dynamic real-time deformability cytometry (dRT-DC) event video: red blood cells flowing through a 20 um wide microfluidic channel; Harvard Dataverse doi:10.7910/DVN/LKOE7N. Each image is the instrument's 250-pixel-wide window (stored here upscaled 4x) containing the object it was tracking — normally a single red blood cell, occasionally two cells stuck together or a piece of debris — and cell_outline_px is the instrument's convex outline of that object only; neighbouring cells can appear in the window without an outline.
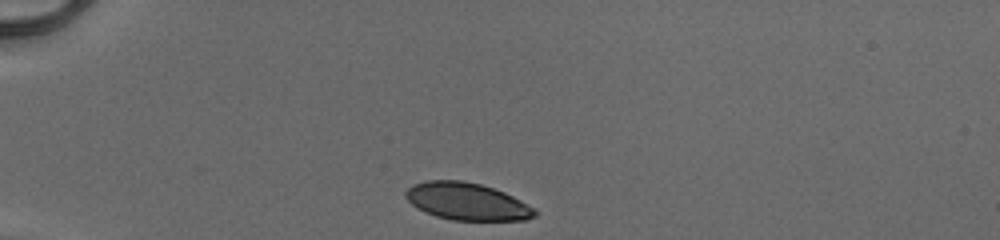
{"species": "human", "species_latin": "Homo sapiens", "temperature_condition": "cold", "stored_images_in_passage": 31, "camera_frame_rate_fps": 3000, "um_per_image_px": 0.085, "donor": {"sex": "male"}, "frame": {"image": 1, "passage_image": 1, "time_ms": 0.0, "image_size_px": [1000, 240], "cell_outline_px": [[536, 216], [524, 220], [452, 220], [436, 216], [424, 212], [416, 208], [404, 196], [404, 192], [412, 184], [428, 180], [460, 180], [480, 184], [504, 192], [536, 208]], "centroid_in_image_um": [39.67, 17.12], "position_along_channel_um": 45.3, "area_um2": 28.09}}
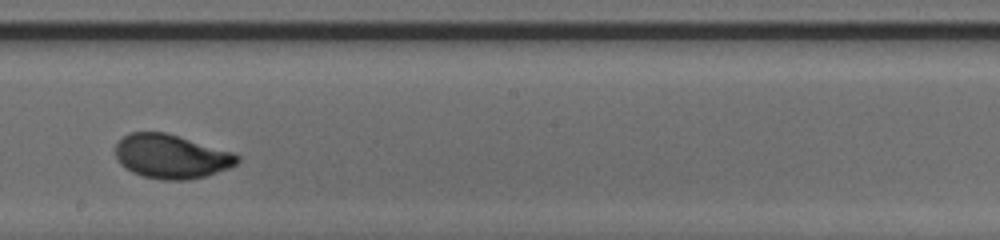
{"frame": {"image": 2, "passage_image": 18, "time_ms": 5.667, "image_size_px": [1000, 240], "cell_outline_px": [[240, 160], [236, 164], [228, 168], [208, 176], [188, 180], [160, 180], [144, 176], [132, 172], [124, 168], [120, 164], [116, 156], [116, 144], [124, 136], [132, 132], [164, 132], [232, 152], [240, 156]], "centroid_in_image_um": [14.56, 13.32], "position_along_channel_um": 233.6, "area_um2": 31.15}}
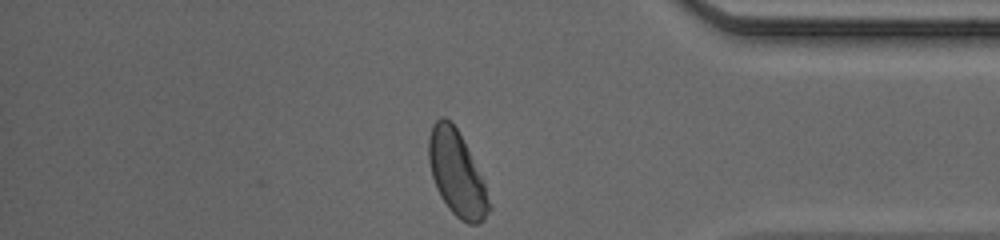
{"frame": {"image": 3, "passage_image": 31, "time_ms": 10.0, "image_size_px": [1000, 240], "cell_outline_px": [[492, 208], [484, 220], [476, 224], [468, 224], [460, 220], [448, 208], [440, 196], [436, 188], [432, 176], [428, 160], [428, 140], [432, 124], [440, 116], [444, 116], [456, 128], [484, 184], [492, 204]], "centroid_in_image_um": [38.81, 14.8], "position_along_channel_um": 396.4, "area_um2": 29.42}, "authors_computed_cell_mechanics": {"area_um2": 30.2294, "velocity_mm_per_s": 4.1031, "shape_relaxation_time_tau1_ms": 2.5183, "shape_relaxation_time_tau2_ms": null, "deformation_change_tau1": 0.1396, "deformation_change_tau2": null}}